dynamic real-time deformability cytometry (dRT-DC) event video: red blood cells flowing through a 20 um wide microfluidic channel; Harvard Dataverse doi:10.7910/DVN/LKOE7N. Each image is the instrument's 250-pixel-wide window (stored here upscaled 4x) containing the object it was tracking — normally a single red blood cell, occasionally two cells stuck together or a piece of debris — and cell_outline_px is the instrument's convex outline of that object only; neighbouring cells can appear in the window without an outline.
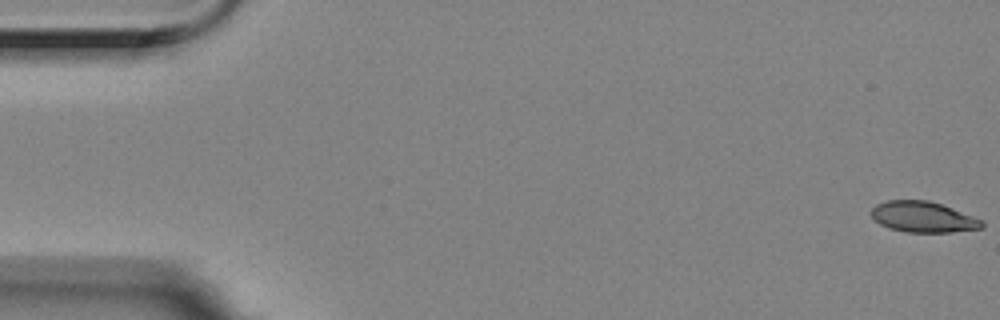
{"species": "Egyptian fruit bat (a non-hibernating species)", "species_latin": "Rousettus aegyptiacus", "temperature_condition": "room temperature", "stored_images_in_passage": 58, "camera_frame_rate_fps": 3000, "um_per_image_px": 0.085, "animal": {"sex": "female"}, "frame": {"image": 1, "passage_image": 1, "time_ms": 0.0, "image_size_px": [1000, 320], "cell_outline_px": [[984, 228], [952, 232], [904, 232], [888, 228], [880, 224], [872, 216], [872, 208], [876, 204], [888, 200], [928, 200], [952, 208], [984, 220]], "centroid_in_image_um": [78.49, 18.45], "position_along_channel_um": 6.5, "area_um2": 19.88}}
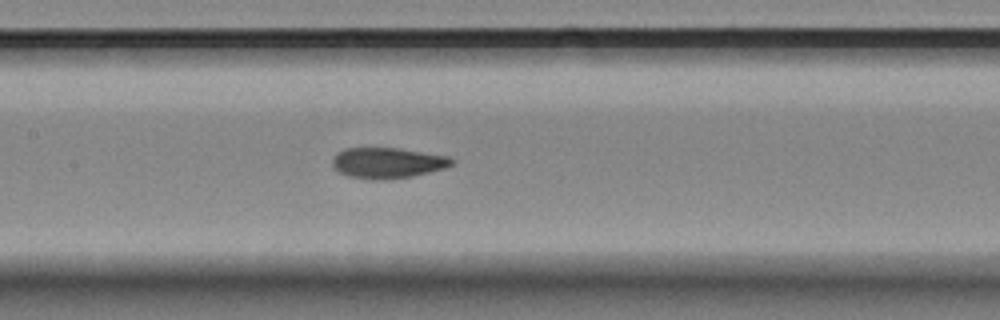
{"frame": {"image": 2, "passage_image": 27, "time_ms": 8.667, "image_size_px": [1000, 320], "cell_outline_px": [[456, 160], [452, 164], [444, 168], [412, 176], [384, 180], [372, 180], [348, 176], [340, 172], [332, 164], [332, 160], [336, 152], [344, 148], [396, 148], [448, 156]], "centroid_in_image_um": [32.92, 13.84], "position_along_channel_um": 174.5, "area_um2": 21.27}}
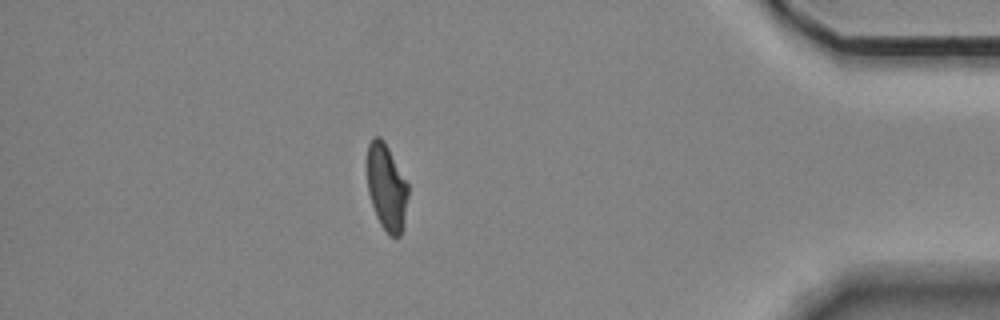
{"frame": {"image": 3, "passage_image": 50, "time_ms": 16.333, "image_size_px": [1000, 320], "cell_outline_px": [[408, 196], [404, 228], [400, 236], [388, 236], [380, 224], [376, 216], [368, 192], [368, 144], [372, 136], [380, 136], [384, 140], [408, 184]], "centroid_in_image_um": [32.87, 15.95], "position_along_channel_um": 402.3, "area_um2": 20.75}}